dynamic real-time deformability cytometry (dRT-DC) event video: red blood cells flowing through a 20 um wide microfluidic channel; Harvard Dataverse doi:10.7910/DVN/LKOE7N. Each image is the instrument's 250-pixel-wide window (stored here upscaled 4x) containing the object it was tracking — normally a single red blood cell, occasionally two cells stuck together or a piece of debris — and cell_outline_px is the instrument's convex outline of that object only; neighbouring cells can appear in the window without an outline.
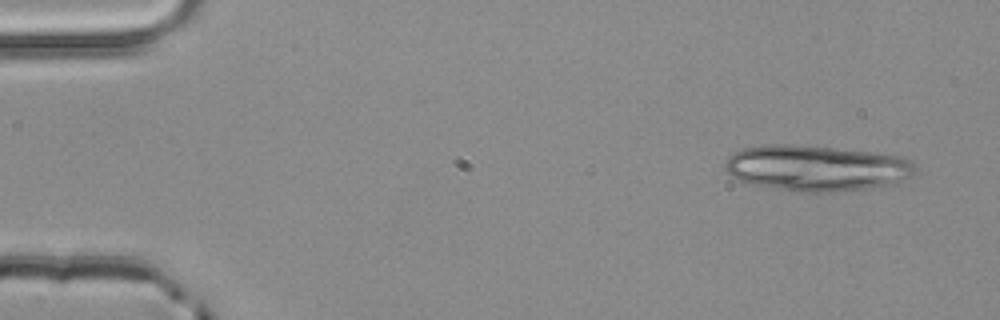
{"species": "common noctule bat (a hibernating species)", "species_latin": "Nyctalus noctula", "temperature_condition": "room temperature", "stored_images_in_passage": 4, "camera_frame_rate_fps": 3000, "um_per_image_px": 0.085, "animal": {"sex": "male", "body_mass_g": 20.4}, "frame": {"image": 1, "passage_image": 1, "time_ms": 0.0, "image_size_px": [1000, 320], "cell_outline_px": [[916, 172], [912, 176], [896, 184], [872, 188], [836, 192], [792, 192], [748, 184], [732, 176], [724, 168], [724, 160], [728, 156], [744, 148], [764, 144], [792, 144], [872, 152], [904, 156], [912, 160], [916, 168]], "centroid_in_image_um": [69.42, 14.3], "position_along_channel_um": 15.6, "area_um2": 51.67}}